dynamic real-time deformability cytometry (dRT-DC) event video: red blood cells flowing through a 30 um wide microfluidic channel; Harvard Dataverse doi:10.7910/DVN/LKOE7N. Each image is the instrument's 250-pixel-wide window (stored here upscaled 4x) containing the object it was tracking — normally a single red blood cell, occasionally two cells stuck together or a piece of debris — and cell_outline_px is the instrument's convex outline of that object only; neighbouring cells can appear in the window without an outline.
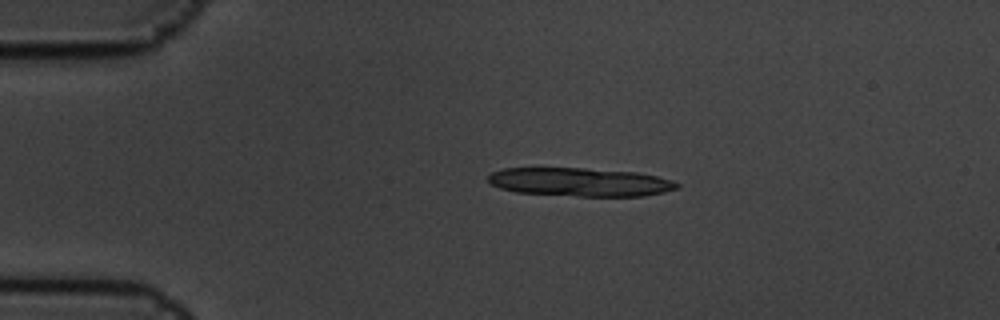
{"species": "common noctule bat (a hibernating species)", "species_latin": "Nyctalus noctula", "temperature_condition": "cold", "stored_images_in_passage": 6, "segment_of_instrument_passage": [1, 2], "camera_frame_rate_fps": 3000, "um_per_image_px": 0.085, "animal": {"sex": "male", "body_mass_g": 19.5, "forearm_length_mm": 54.6}, "frame": {"image": 1, "passage_image": 3, "time_ms": 0.667, "image_size_px": [1000, 320], "cell_outline_px": [[680, 188], [664, 192], [644, 196], [576, 196], [516, 192], [500, 188], [492, 184], [488, 180], [488, 176], [492, 172], [504, 168], [584, 168], [636, 172], [656, 176], [672, 180], [680, 184]], "centroid_in_image_um": [49.33, 15.47], "position_along_channel_um": 35.7, "area_um2": 31.39}}